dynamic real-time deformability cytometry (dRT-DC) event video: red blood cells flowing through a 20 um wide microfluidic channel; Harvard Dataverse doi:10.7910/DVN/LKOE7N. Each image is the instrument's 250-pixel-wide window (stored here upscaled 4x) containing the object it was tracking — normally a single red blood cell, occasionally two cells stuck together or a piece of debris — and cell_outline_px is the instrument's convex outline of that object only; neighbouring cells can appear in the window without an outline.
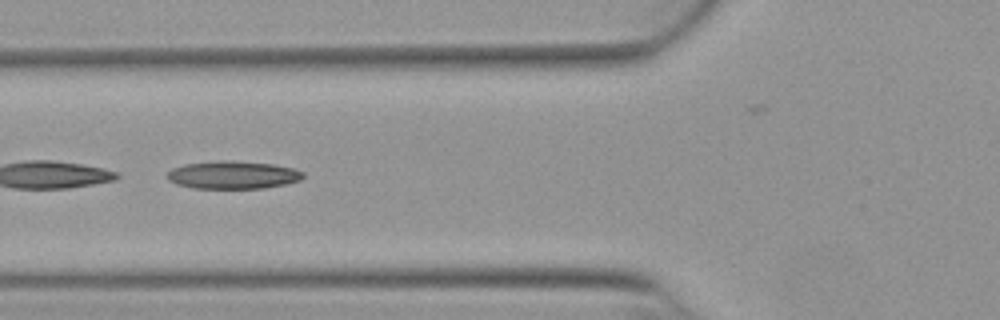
{"species": "Egyptian fruit bat (a non-hibernating species)", "species_latin": "Rousettus aegyptiacus", "temperature_condition": "warm", "stored_images_in_passage": 38, "camera_frame_rate_fps": 3000, "um_per_image_px": 0.085, "animal": {"sex": "female"}, "frame": {"image": 1, "passage_image": 6, "time_ms": 1.667, "image_size_px": [1000, 320], "cell_outline_px": [[304, 176], [300, 180], [284, 184], [264, 188], [192, 188], [176, 184], [168, 180], [164, 176], [172, 168], [184, 164], [220, 160], [232, 160], [272, 164], [292, 168], [304, 172]], "centroid_in_image_um": [19.75, 14.86], "position_along_channel_um": 106.1, "area_um2": 22.14}}
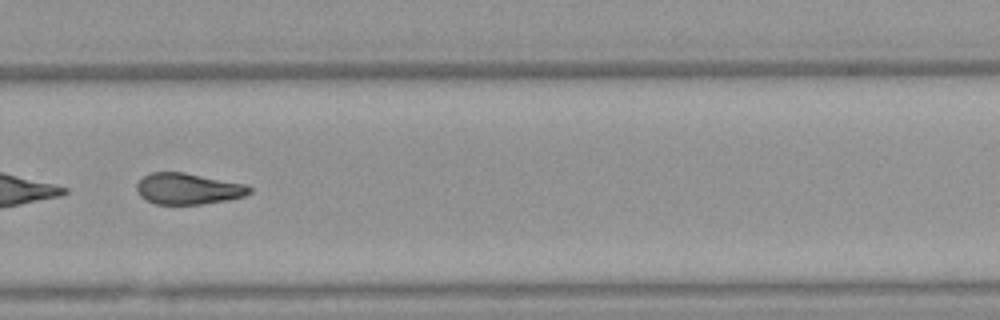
{"frame": {"image": 2, "passage_image": 22, "time_ms": 7.0, "image_size_px": [1000, 320], "cell_outline_px": [[252, 192], [244, 196], [228, 200], [200, 204], [156, 204], [140, 196], [136, 188], [136, 184], [144, 176], [152, 172], [184, 172], [248, 184], [252, 188]], "centroid_in_image_um": [16.03, 16.03], "position_along_channel_um": 313.8, "area_um2": 20.58}, "authors_computed_cell_mechanics": {"area_um2": 21.6461, "velocity_mm_per_s": 3.8992, "shape_relaxation_time_tau1_ms": null, "shape_relaxation_time_tau2_ms": 3.1803, "deformation_change_tau1": null, "deformation_change_tau2": 0.1175}}